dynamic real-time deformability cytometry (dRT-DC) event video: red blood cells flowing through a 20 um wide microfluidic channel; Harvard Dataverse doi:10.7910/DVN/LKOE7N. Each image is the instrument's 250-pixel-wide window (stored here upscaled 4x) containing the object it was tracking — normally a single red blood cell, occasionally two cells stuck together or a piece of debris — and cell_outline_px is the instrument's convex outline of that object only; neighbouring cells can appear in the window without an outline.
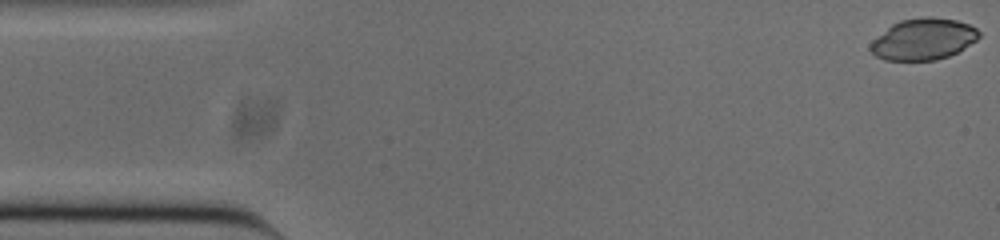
{"species": "common noctule bat (a hibernating species)", "species_latin": "Nyctalus noctula", "temperature_condition": "cold", "stored_images_in_passage": 52, "camera_frame_rate_fps": 3000, "um_per_image_px": 0.085, "animal": {"sex": "male", "body_mass_g": 20.0, "forearm_length_mm": 53.3}, "frame": {"image": 1, "passage_image": 1, "time_ms": 0.0, "image_size_px": [1000, 240], "cell_outline_px": [[980, 36], [976, 40], [956, 52], [948, 56], [936, 60], [884, 60], [876, 56], [868, 48], [868, 44], [872, 40], [892, 24], [900, 20], [920, 16], [932, 16], [956, 20], [968, 24], [976, 28], [980, 32]], "centroid_in_image_um": [78.45, 3.31], "position_along_channel_um": 6.5, "area_um2": 26.3}}
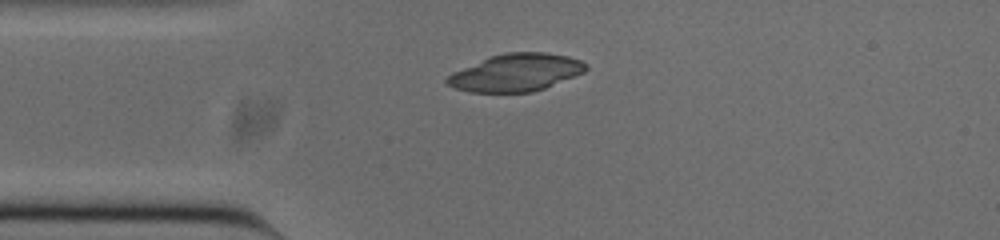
{"frame": {"image": 2, "passage_image": 12, "time_ms": 3.667, "image_size_px": [1000, 240], "cell_outline_px": [[588, 68], [584, 72], [544, 88], [532, 92], [468, 92], [456, 88], [448, 84], [444, 80], [452, 72], [488, 56], [508, 52], [544, 52], [568, 56], [580, 60], [588, 64]], "centroid_in_image_um": [43.84, 6.16], "position_along_channel_um": 41.2, "area_um2": 30.29}}
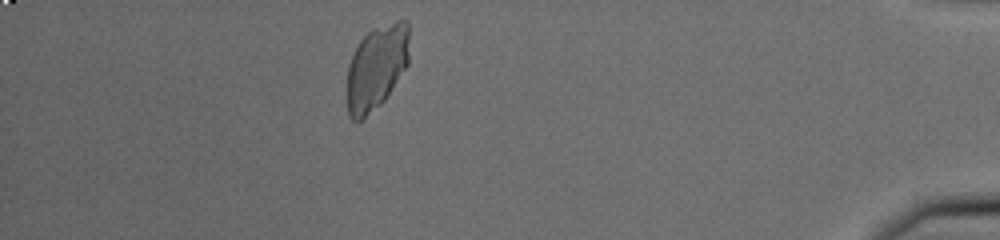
{"frame": {"image": 3, "passage_image": 46, "time_ms": 15.0, "image_size_px": [1000, 240], "cell_outline_px": [[408, 64], [384, 100], [380, 104], [356, 124], [348, 116], [348, 64], [360, 40], [368, 32], [376, 28], [396, 20], [408, 20]], "centroid_in_image_um": [32.0, 5.73], "position_along_channel_um": 403.2, "area_um2": 30.35}}